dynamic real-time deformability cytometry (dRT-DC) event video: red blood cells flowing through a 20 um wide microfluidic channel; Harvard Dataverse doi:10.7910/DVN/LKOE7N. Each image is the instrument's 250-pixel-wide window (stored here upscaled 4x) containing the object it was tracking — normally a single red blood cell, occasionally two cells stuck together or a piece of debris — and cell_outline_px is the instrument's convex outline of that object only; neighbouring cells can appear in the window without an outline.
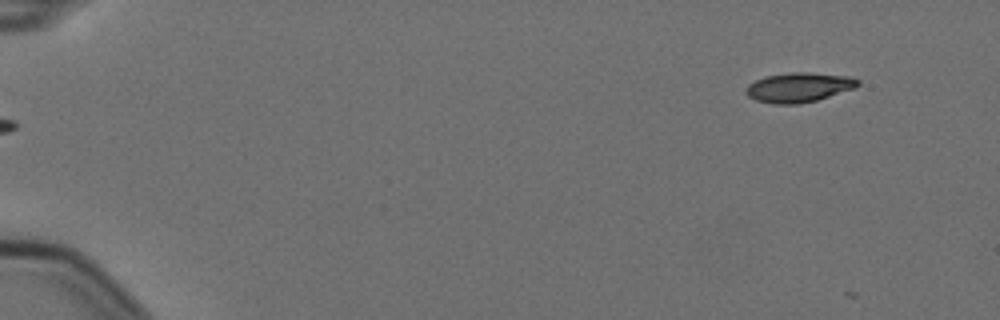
{"species": "Egyptian fruit bat (a non-hibernating species)", "species_latin": "Rousettus aegyptiacus", "temperature_condition": "cold", "stored_images_in_passage": 5, "camera_frame_rate_fps": 3000, "um_per_image_px": 0.085, "animal": {"sex": "female"}, "frame": {"image": 1, "passage_image": 1, "time_ms": 0.0, "image_size_px": [1000, 320], "cell_outline_px": [[860, 84], [856, 88], [816, 100], [800, 104], [772, 104], [756, 100], [748, 96], [744, 92], [744, 88], [748, 84], [764, 76], [792, 72], [808, 72], [852, 76], [860, 80]], "centroid_in_image_um": [67.9, 7.42], "position_along_channel_um": 17.1, "area_um2": 19.59}}
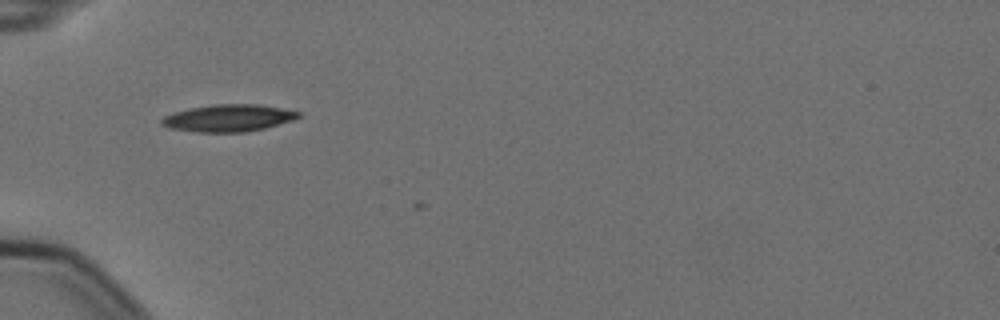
{"frame": {"image": 2, "passage_image": 5, "time_ms": 1.333, "image_size_px": [1000, 320], "cell_outline_px": [[304, 112], [300, 116], [292, 120], [264, 128], [244, 132], [196, 132], [168, 128], [160, 124], [160, 120], [164, 116], [172, 112], [188, 108], [216, 104], [260, 104]], "centroid_in_image_um": [19.39, 10.02], "position_along_channel_um": 65.6, "area_um2": 21.79}}